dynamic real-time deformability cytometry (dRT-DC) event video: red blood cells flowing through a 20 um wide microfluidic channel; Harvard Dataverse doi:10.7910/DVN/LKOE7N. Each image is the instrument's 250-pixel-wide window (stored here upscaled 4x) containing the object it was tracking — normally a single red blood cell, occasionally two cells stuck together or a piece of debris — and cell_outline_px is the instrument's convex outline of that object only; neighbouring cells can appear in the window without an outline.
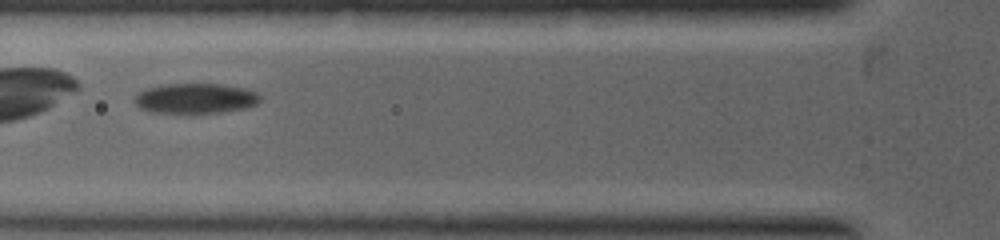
{"species": "common noctule bat (a hibernating species)", "species_latin": "Nyctalus noctula", "temperature_condition": "warm", "stored_images_in_passage": 13, "camera_frame_rate_fps": 5000, "um_per_image_px": 0.085, "animal": {"sex": "female", "body_mass_g": 19.0, "forearm_length_mm": 53.3}, "frame": {"image": 1, "passage_image": 4, "time_ms": 0.8, "image_size_px": [1000, 240], "cell_outline_px": [[260, 100], [256, 104], [244, 108], [224, 112], [192, 116], [184, 116], [148, 112], [140, 108], [136, 104], [136, 96], [140, 92], [148, 88], [160, 84], [224, 84], [244, 88], [256, 92], [260, 96]], "centroid_in_image_um": [16.59, 8.42], "position_along_channel_um": 109.2, "area_um2": 23.0}}
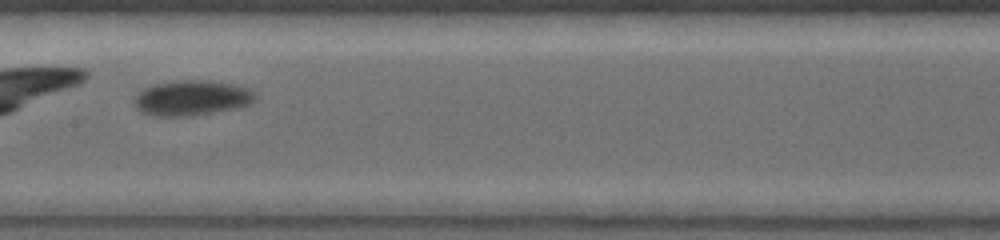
{"frame": {"image": 2, "passage_image": 8, "time_ms": 2.0, "image_size_px": [1000, 240], "cell_outline_px": [[256, 100], [252, 104], [236, 108], [192, 116], [152, 116], [140, 112], [136, 108], [132, 100], [136, 92], [152, 84], [176, 80], [208, 80], [232, 84], [248, 88], [256, 96]], "centroid_in_image_um": [16.24, 8.33], "position_along_channel_um": 191.2, "area_um2": 25.26}}
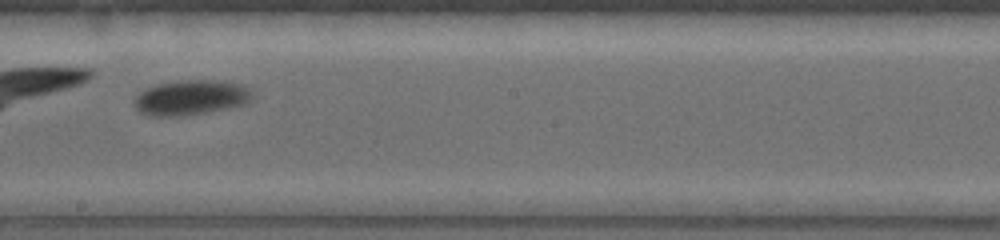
{"frame": {"image": 3, "passage_image": 10, "time_ms": 2.6, "image_size_px": [1000, 240], "cell_outline_px": [[256, 96], [248, 104], [188, 116], [148, 116], [140, 112], [132, 104], [132, 100], [140, 92], [156, 84], [184, 80], [212, 80], [240, 84], [248, 88]], "centroid_in_image_um": [16.24, 8.31], "position_along_channel_um": 232.0, "area_um2": 24.45}}